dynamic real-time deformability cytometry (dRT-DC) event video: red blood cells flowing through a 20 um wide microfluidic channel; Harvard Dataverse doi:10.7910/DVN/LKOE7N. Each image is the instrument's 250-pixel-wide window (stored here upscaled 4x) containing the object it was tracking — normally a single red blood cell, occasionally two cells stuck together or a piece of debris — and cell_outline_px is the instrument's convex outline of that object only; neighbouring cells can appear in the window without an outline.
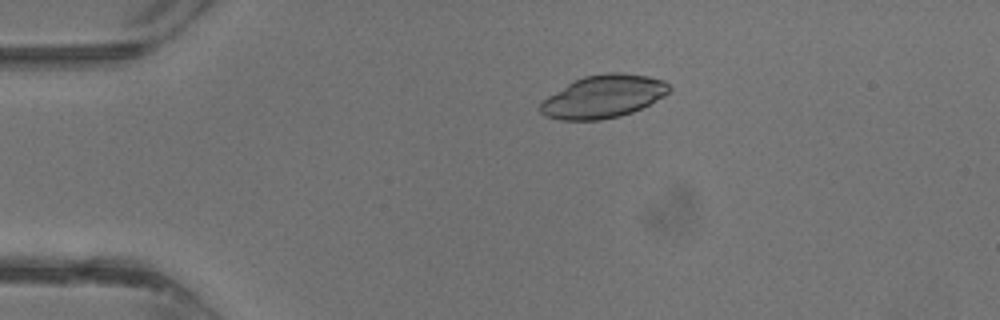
{"species": "common noctule bat (a hibernating species)", "species_latin": "Nyctalus noctula", "temperature_condition": "warm", "stored_images_in_passage": 28, "camera_frame_rate_fps": 3000, "um_per_image_px": 0.085, "animal": {"sex": "male", "body_mass_g": 13.3}, "frame": {"image": 1, "passage_image": 1, "time_ms": 0.0, "image_size_px": [1000, 320], "cell_outline_px": [[672, 88], [664, 96], [632, 112], [620, 116], [600, 120], [560, 120], [544, 116], [540, 112], [540, 104], [548, 96], [572, 80], [584, 76], [604, 72], [620, 72], [648, 76], [664, 80]], "centroid_in_image_um": [51.26, 8.19], "position_along_channel_um": 33.7, "area_um2": 32.25}}
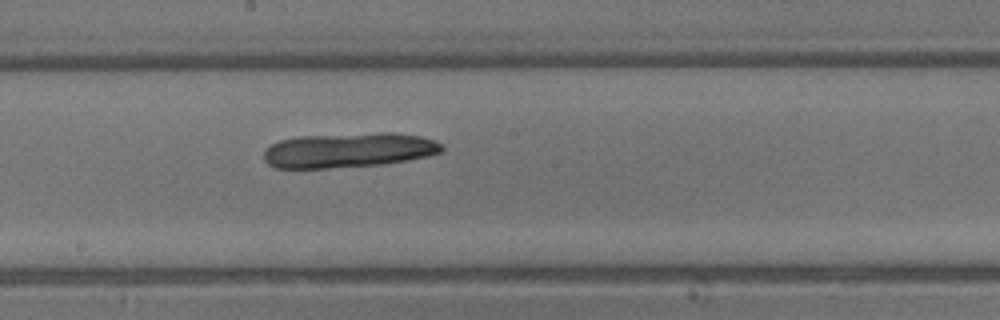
{"frame": {"image": 2, "passage_image": 14, "time_ms": 4.333, "image_size_px": [1000, 320], "cell_outline_px": [[444, 148], [440, 152], [428, 156], [408, 160], [384, 164], [328, 168], [272, 168], [264, 160], [264, 152], [272, 144], [280, 140], [300, 136], [380, 132], [392, 132], [420, 136], [436, 140], [444, 144]], "centroid_in_image_um": [29.66, 12.76], "position_along_channel_um": 218.5, "area_um2": 36.36}}
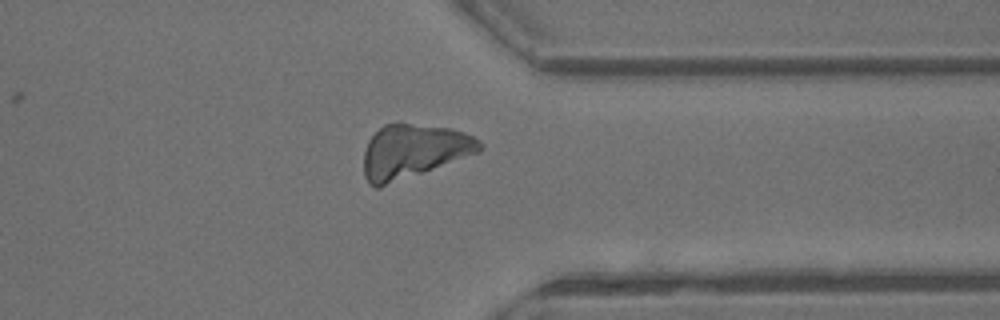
{"frame": {"image": 3, "passage_image": 23, "time_ms": 7.333, "image_size_px": [1000, 320], "cell_outline_px": [[484, 148], [480, 152], [380, 188], [376, 188], [368, 184], [364, 176], [364, 152], [368, 140], [384, 124], [396, 120], [400, 120], [452, 128], [464, 132], [480, 140], [484, 144]], "centroid_in_image_um": [35.15, 12.82], "position_along_channel_um": 376.3, "area_um2": 37.34}}